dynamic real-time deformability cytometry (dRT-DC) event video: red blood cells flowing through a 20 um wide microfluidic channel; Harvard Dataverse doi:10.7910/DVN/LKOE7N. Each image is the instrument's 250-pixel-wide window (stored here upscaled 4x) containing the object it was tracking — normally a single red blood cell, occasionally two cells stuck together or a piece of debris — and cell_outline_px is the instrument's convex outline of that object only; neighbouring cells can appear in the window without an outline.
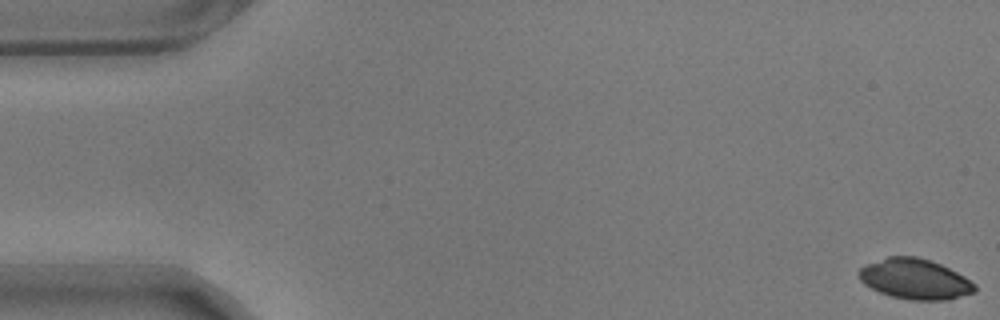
{"species": "common noctule bat (a hibernating species)", "species_latin": "Nyctalus noctula", "temperature_condition": "warm", "stored_images_in_passage": 50, "camera_frame_rate_fps": 3000, "um_per_image_px": 0.085, "animal": {"sex": "male", "body_mass_g": 17.9}, "frame": {"image": 1, "passage_image": 1, "time_ms": 0.0, "image_size_px": [1000, 320], "cell_outline_px": [[976, 292], [948, 300], [908, 300], [892, 296], [880, 292], [864, 284], [860, 280], [856, 272], [860, 268], [868, 264], [888, 256], [916, 256], [940, 264], [964, 276], [976, 284]], "centroid_in_image_um": [77.77, 23.73], "position_along_channel_um": 7.2, "area_um2": 27.22}}
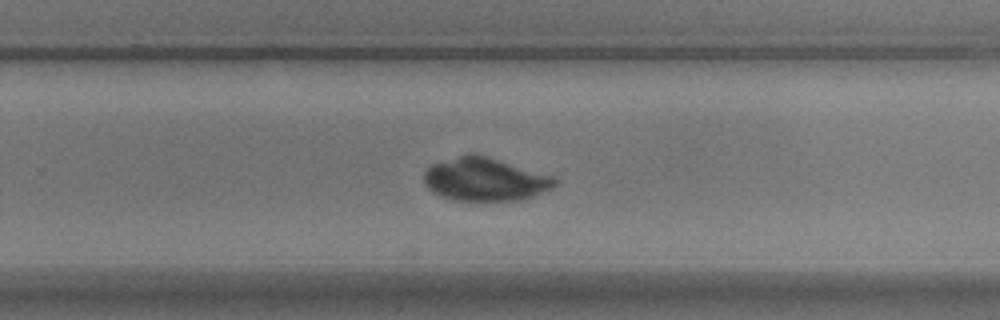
{"frame": {"image": 2, "passage_image": 37, "time_ms": 12.0, "image_size_px": [1000, 320], "cell_outline_px": [[560, 184], [552, 188], [532, 196], [520, 200], [456, 200], [440, 196], [432, 192], [424, 184], [424, 172], [432, 164], [460, 156], [484, 156], [556, 176], [560, 180]], "centroid_in_image_um": [41.28, 15.27], "position_along_channel_um": 288.5, "area_um2": 32.48}}
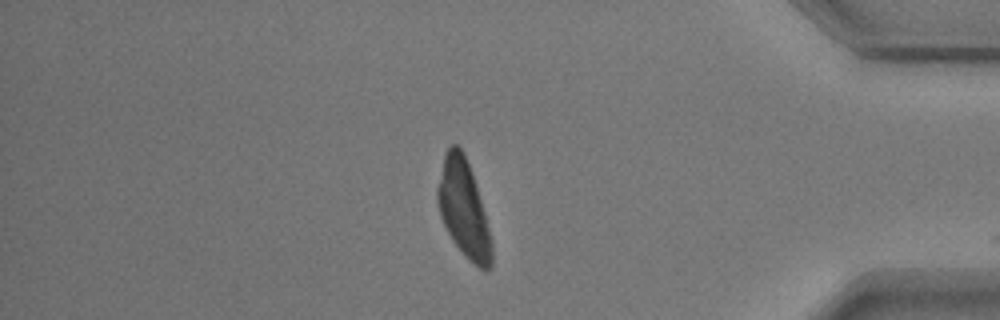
{"frame": {"image": 3, "passage_image": 49, "time_ms": 16.0, "image_size_px": [1000, 320], "cell_outline_px": [[492, 264], [488, 268], [480, 268], [472, 264], [468, 260], [452, 240], [440, 216], [436, 200], [436, 188], [444, 152], [452, 144], [456, 144], [464, 152], [484, 212], [492, 240]], "centroid_in_image_um": [39.37, 17.74], "position_along_channel_um": 395.8, "area_um2": 30.35}}